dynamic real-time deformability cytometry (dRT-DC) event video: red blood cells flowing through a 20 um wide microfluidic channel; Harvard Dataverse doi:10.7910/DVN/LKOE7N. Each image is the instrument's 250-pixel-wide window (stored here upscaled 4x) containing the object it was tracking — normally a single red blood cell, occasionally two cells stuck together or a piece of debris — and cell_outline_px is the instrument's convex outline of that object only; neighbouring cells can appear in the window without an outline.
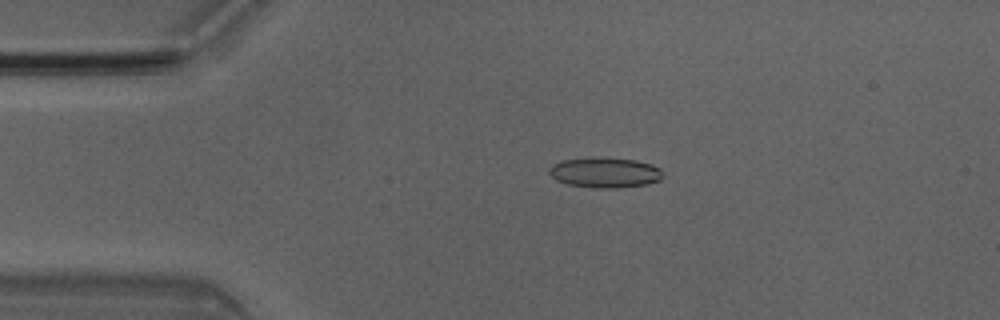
{"species": "Egyptian fruit bat (a non-hibernating species)", "species_latin": "Rousettus aegyptiacus", "temperature_condition": "room temperature", "stored_images_in_passage": 5, "camera_frame_rate_fps": 3000, "um_per_image_px": 0.085, "animal": {"sex": "male"}, "frame": {"image": 1, "passage_image": 3, "time_ms": 0.667, "image_size_px": [1000, 320], "cell_outline_px": [[664, 176], [660, 180], [648, 184], [620, 188], [592, 188], [568, 184], [556, 180], [548, 172], [548, 168], [552, 164], [564, 160], [600, 156], [636, 160], [652, 164], [660, 168], [664, 172]], "centroid_in_image_um": [51.45, 14.66], "position_along_channel_um": 33.5, "area_um2": 20.52}}
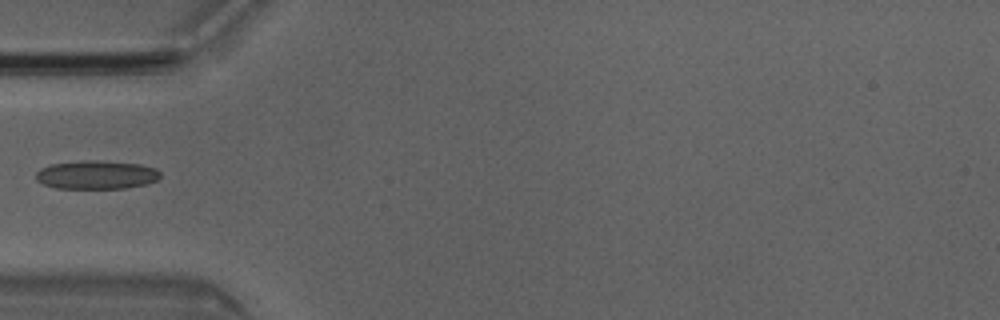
{"frame": {"image": 2, "passage_image": 4, "time_ms": 1.0, "image_size_px": [1000, 320], "cell_outline_px": [[160, 176], [156, 180], [148, 184], [124, 188], [56, 188], [44, 184], [36, 180], [36, 172], [40, 168], [52, 164], [88, 160], [96, 160], [140, 164], [156, 168], [160, 172]], "centroid_in_image_um": [8.21, 14.86], "position_along_channel_um": 76.8, "area_um2": 20.63}}